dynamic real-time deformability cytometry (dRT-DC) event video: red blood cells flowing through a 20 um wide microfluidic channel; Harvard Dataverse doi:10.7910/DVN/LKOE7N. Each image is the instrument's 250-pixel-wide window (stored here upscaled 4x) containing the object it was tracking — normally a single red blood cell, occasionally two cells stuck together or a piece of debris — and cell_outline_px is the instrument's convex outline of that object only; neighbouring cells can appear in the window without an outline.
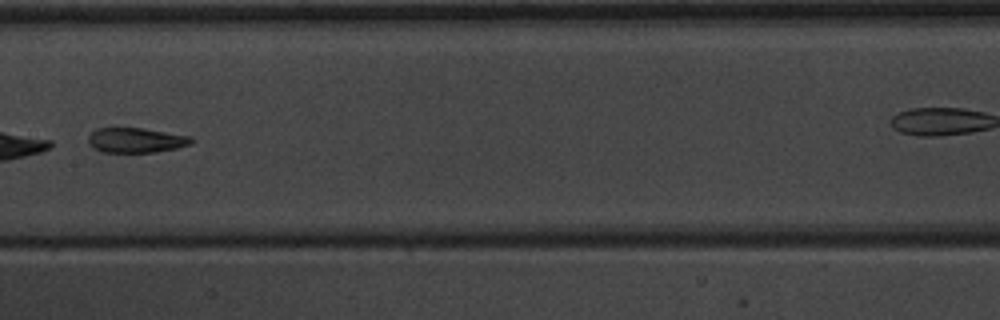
{"species": "common noctule bat (a hibernating species)", "species_latin": "Nyctalus noctula", "temperature_condition": "warm", "stored_images_in_passage": 9, "segment_of_instrument_passage": [1, 2], "camera_frame_rate_fps": 3000, "um_per_image_px": 0.085, "animal": {"sex": "male", "body_mass_g": 20.1, "forearm_length_mm": 53.5}, "frame": {"image": 1, "passage_image": 7, "time_ms": 7.0, "image_size_px": [1000, 320], "cell_outline_px": [[192, 144], [176, 148], [156, 152], [100, 152], [92, 148], [88, 144], [88, 136], [96, 128], [144, 128], [192, 136]], "centroid_in_image_um": [11.54, 11.92], "position_along_channel_um": 195.9, "area_um2": 15.14}}
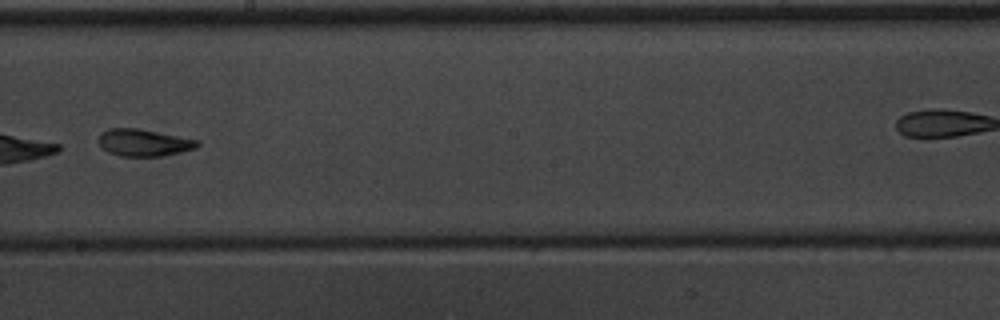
{"frame": {"image": 2, "passage_image": 8, "time_ms": 8.0, "image_size_px": [1000, 320], "cell_outline_px": [[200, 144], [196, 148], [180, 152], [160, 156], [120, 156], [108, 152], [96, 140], [100, 132], [108, 128], [136, 128], [200, 140]], "centroid_in_image_um": [12.19, 12.11], "position_along_channel_um": 236.0, "area_um2": 15.61}}